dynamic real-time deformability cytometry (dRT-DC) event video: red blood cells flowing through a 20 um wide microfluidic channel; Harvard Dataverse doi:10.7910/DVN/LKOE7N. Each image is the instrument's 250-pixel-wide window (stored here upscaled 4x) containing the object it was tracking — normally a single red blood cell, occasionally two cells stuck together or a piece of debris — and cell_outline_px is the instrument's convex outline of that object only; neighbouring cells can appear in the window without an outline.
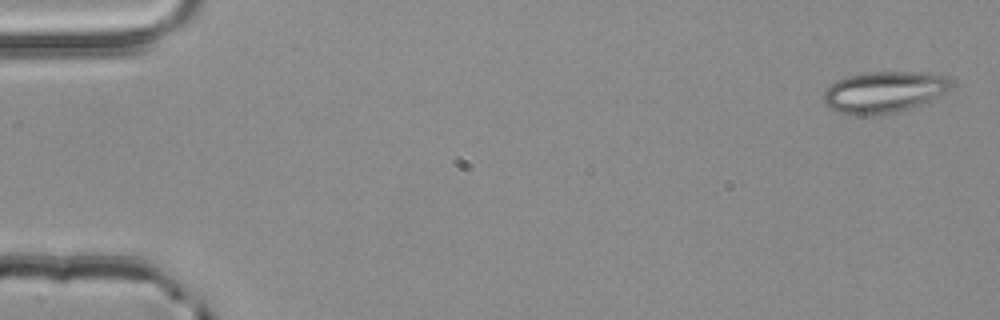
{"species": "common noctule bat (a hibernating species)", "species_latin": "Nyctalus noctula", "temperature_condition": "room temperature", "stored_images_in_passage": 4, "camera_frame_rate_fps": 3000, "um_per_image_px": 0.085, "animal": {"sex": "male", "body_mass_g": 20.4}, "frame": {"image": 1, "passage_image": 1, "time_ms": 0.0, "image_size_px": [1000, 320], "cell_outline_px": [[952, 84], [944, 92], [932, 100], [896, 112], [880, 116], [848, 116], [828, 108], [824, 104], [824, 92], [836, 80], [848, 76], [864, 72], [916, 72], [944, 76]], "centroid_in_image_um": [75.05, 7.86], "position_along_channel_um": 10.0, "area_um2": 30.81}}